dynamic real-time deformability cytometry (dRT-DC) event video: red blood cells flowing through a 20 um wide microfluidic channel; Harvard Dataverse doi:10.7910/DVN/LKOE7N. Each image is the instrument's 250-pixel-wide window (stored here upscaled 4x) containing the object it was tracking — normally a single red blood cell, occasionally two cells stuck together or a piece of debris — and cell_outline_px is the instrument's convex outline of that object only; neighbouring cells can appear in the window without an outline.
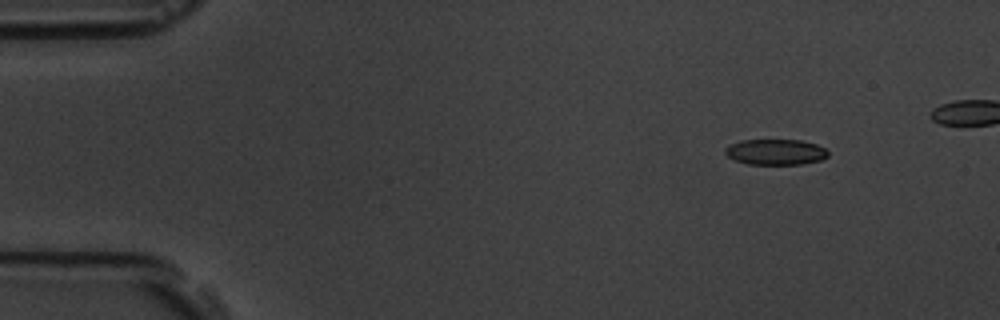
{"species": "common noctule bat (a hibernating species)", "species_latin": "Nyctalus noctula", "temperature_condition": "room temperature", "stored_images_in_passage": 5, "camera_frame_rate_fps": 3000, "um_per_image_px": 0.085, "animal": {"sex": "male", "body_mass_g": 19.5, "forearm_length_mm": 54.6}, "frame": {"image": 1, "passage_image": 2, "time_ms": 1.0, "image_size_px": [1000, 320], "cell_outline_px": [[828, 156], [820, 160], [800, 164], [748, 164], [732, 160], [724, 152], [724, 148], [740, 140], [800, 140], [816, 144], [824, 148], [828, 152]], "centroid_in_image_um": [65.89, 12.92], "position_along_channel_um": 19.1, "area_um2": 15.37}}